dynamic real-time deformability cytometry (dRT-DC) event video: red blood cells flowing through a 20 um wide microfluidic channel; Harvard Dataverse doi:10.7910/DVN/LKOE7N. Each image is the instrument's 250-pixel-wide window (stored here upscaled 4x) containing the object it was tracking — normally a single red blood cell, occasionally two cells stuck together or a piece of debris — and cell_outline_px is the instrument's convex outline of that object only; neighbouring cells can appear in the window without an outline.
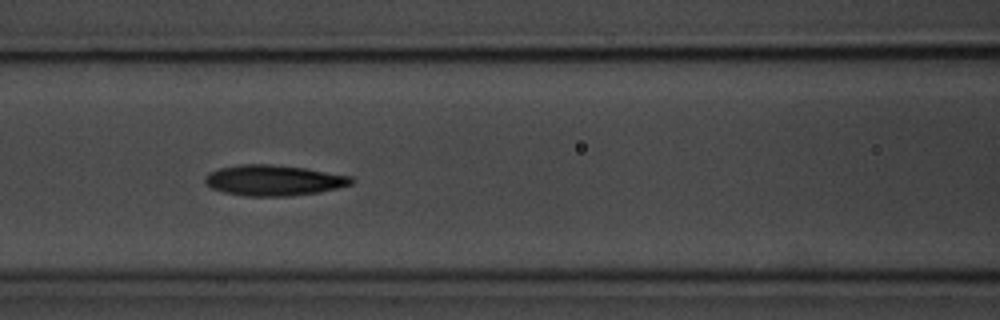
{"species": "common noctule bat (a hibernating species)", "species_latin": "Nyctalus noctula", "temperature_condition": "room temperature", "stored_images_in_passage": 14, "camera_frame_rate_fps": 3000, "um_per_image_px": 0.085, "animal": {"sex": "male", "body_mass_g": 20.1, "forearm_length_mm": 53.5}, "frame": {"image": 1, "passage_image": 5, "time_ms": 5.333, "image_size_px": [1000, 320], "cell_outline_px": [[356, 180], [352, 184], [320, 192], [288, 196], [244, 196], [224, 192], [212, 188], [204, 184], [204, 176], [208, 172], [220, 168], [240, 164], [268, 164], [304, 168], [352, 176]], "centroid_in_image_um": [23.24, 15.33], "position_along_channel_um": 143.4, "area_um2": 26.24}, "authors_computed_cell_mechanics": {"area_um2": 24.3627, "velocity_mm_per_s": 3.6033, "shape_relaxation_time_tau1_ms": 1.8789, "shape_relaxation_time_tau2_ms": 4.631, "deformation_change_tau1": 0.0992, "deformation_change_tau2": 0.0937}}